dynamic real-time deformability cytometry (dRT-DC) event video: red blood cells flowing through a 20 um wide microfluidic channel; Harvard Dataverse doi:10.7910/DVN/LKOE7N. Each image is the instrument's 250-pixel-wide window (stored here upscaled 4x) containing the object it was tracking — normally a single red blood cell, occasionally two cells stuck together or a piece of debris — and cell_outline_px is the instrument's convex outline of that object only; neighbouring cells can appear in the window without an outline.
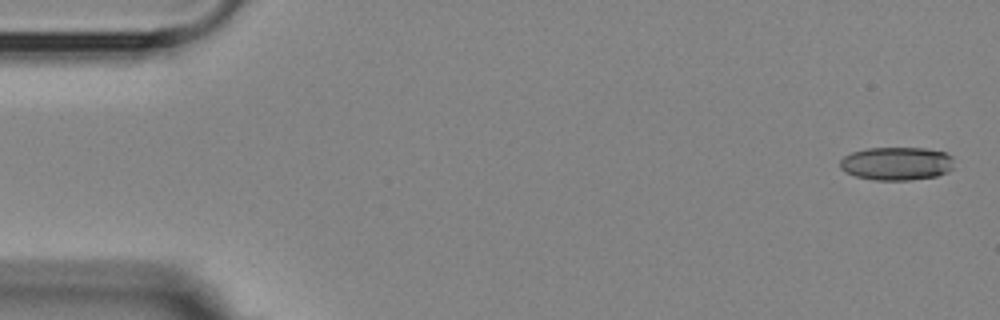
{"species": "Egyptian fruit bat (a non-hibernating species)", "species_latin": "Rousettus aegyptiacus", "temperature_condition": "room temperature", "stored_images_in_passage": 5, "camera_frame_rate_fps": 3000, "um_per_image_px": 0.085, "animal": {"sex": "female"}, "frame": {"image": 1, "passage_image": 1, "time_ms": 0.0, "image_size_px": [1000, 320], "cell_outline_px": [[952, 168], [948, 172], [936, 176], [908, 180], [876, 180], [856, 176], [844, 172], [840, 168], [840, 160], [844, 156], [852, 152], [864, 148], [924, 148], [944, 152], [952, 156]], "centroid_in_image_um": [76.18, 13.9], "position_along_channel_um": 8.8, "area_um2": 22.14}}
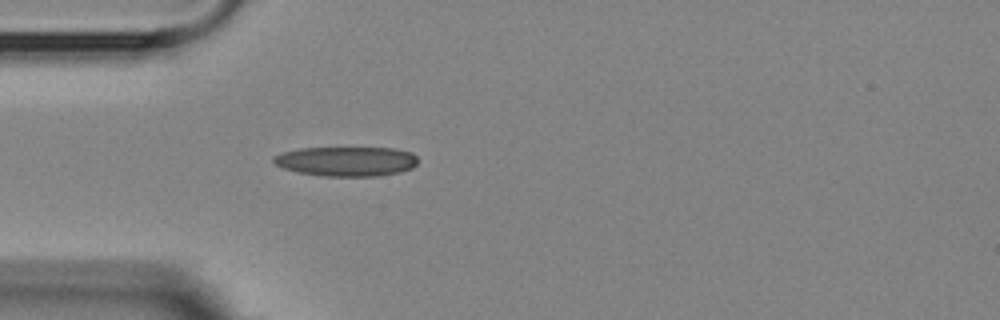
{"frame": {"image": 2, "passage_image": 5, "time_ms": 4.667, "image_size_px": [1000, 320], "cell_outline_px": [[416, 164], [412, 168], [400, 172], [376, 176], [320, 176], [300, 172], [284, 168], [276, 164], [272, 160], [272, 156], [284, 152], [300, 148], [392, 148], [412, 152], [416, 156]], "centroid_in_image_um": [29.45, 13.71], "position_along_channel_um": 55.6, "area_um2": 24.8}}